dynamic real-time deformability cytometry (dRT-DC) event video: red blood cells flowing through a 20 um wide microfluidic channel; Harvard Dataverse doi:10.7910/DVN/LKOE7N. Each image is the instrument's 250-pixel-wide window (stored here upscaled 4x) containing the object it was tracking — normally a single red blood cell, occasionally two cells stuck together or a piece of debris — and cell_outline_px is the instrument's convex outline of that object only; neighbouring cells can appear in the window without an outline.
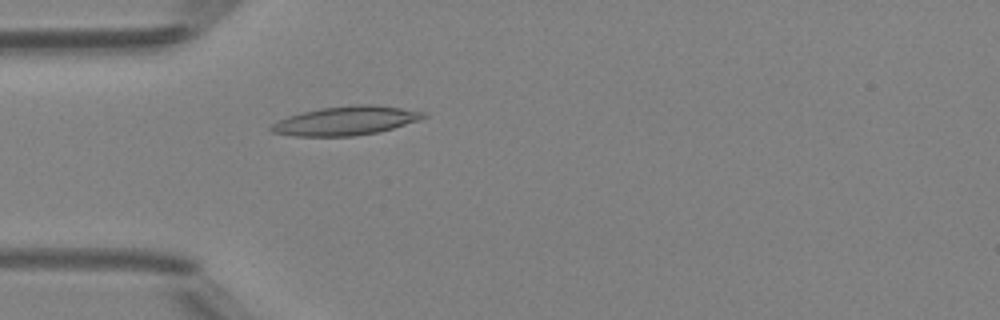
{"species": "Egyptian fruit bat (a non-hibernating species)", "species_latin": "Rousettus aegyptiacus", "temperature_condition": "room temperature", "stored_images_in_passage": 42, "camera_frame_rate_fps": 3000, "um_per_image_px": 0.085, "animal": {"sex": "female"}, "frame": {"image": 1, "passage_image": 8, "time_ms": 2.333, "image_size_px": [1000, 320], "cell_outline_px": [[428, 116], [420, 120], [380, 132], [352, 136], [292, 136], [272, 132], [268, 128], [272, 124], [288, 116], [320, 108], [352, 104], [372, 104], [400, 108], [424, 112]], "centroid_in_image_um": [29.4, 10.26], "position_along_channel_um": 55.6, "area_um2": 25.66}}
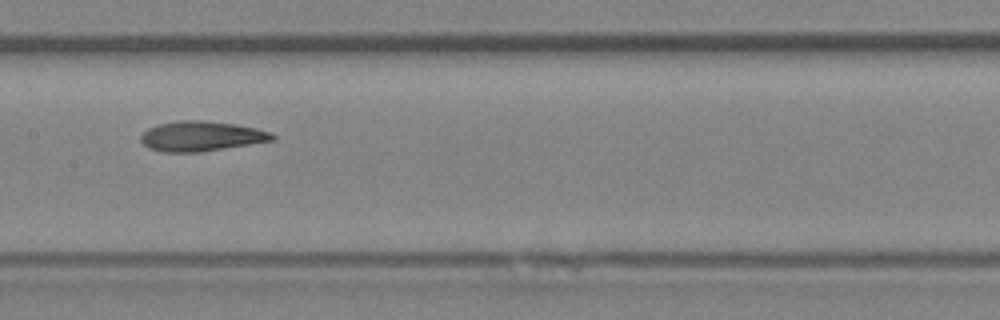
{"frame": {"image": 2, "passage_image": 18, "time_ms": 5.667, "image_size_px": [1000, 320], "cell_outline_px": [[276, 140], [200, 152], [164, 152], [148, 148], [140, 140], [140, 136], [148, 128], [156, 124], [180, 120], [200, 120], [236, 124], [256, 128], [268, 132], [276, 136]], "centroid_in_image_um": [17.09, 11.57], "position_along_channel_um": 190.3, "area_um2": 23.0}}
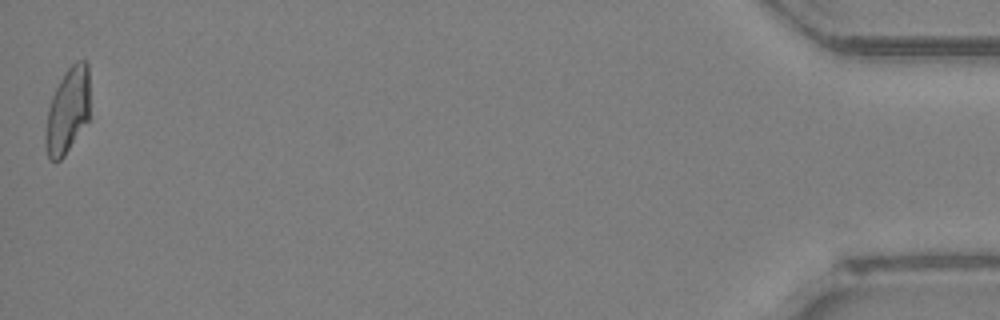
{"frame": {"image": 3, "passage_image": 42, "time_ms": 13.667, "image_size_px": [1000, 320], "cell_outline_px": [[88, 120], [64, 156], [60, 160], [52, 160], [48, 156], [44, 144], [44, 136], [48, 108], [52, 96], [64, 72], [76, 60], [88, 60]], "centroid_in_image_um": [5.73, 9.39], "position_along_channel_um": 429.5, "area_um2": 21.96}, "authors_computed_cell_mechanics": {"area_um2": 23.0333, "velocity_mm_per_s": 4.2062, "shape_relaxation_time_tau1_ms": 6.8172, "shape_relaxation_time_tau2_ms": 3.1817, "deformation_change_tau1": 0.2013, "deformation_change_tau2": 0.1148}}